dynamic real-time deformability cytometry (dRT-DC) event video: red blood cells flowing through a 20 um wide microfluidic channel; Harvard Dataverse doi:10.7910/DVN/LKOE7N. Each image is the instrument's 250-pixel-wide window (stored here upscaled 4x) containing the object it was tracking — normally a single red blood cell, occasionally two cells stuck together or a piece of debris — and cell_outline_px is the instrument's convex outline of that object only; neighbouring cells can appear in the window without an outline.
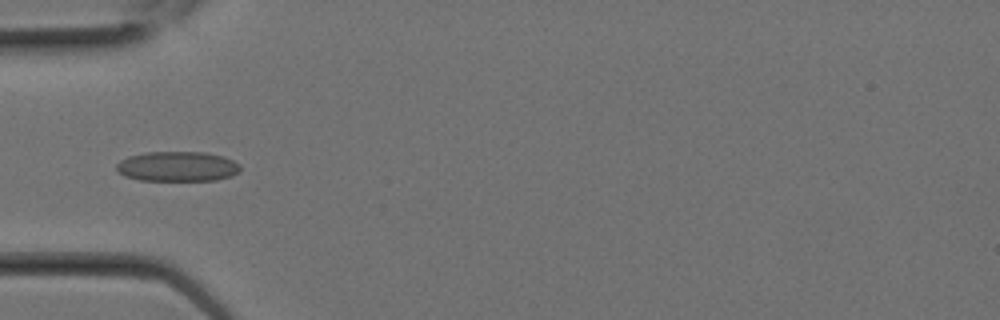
{"species": "Egyptian fruit bat (a non-hibernating species)", "species_latin": "Rousettus aegyptiacus", "temperature_condition": "room temperature", "stored_images_in_passage": 3, "camera_frame_rate_fps": 3000, "um_per_image_px": 0.085, "animal": {"sex": "female"}, "frame": {"image": 1, "passage_image": 3, "time_ms": 0.667, "image_size_px": [1000, 320], "cell_outline_px": [[240, 172], [232, 176], [216, 180], [140, 180], [124, 176], [116, 172], [116, 164], [120, 160], [128, 156], [148, 152], [204, 152], [224, 156], [240, 164]], "centroid_in_image_um": [15.08, 14.15], "position_along_channel_um": 69.9, "area_um2": 21.79}}